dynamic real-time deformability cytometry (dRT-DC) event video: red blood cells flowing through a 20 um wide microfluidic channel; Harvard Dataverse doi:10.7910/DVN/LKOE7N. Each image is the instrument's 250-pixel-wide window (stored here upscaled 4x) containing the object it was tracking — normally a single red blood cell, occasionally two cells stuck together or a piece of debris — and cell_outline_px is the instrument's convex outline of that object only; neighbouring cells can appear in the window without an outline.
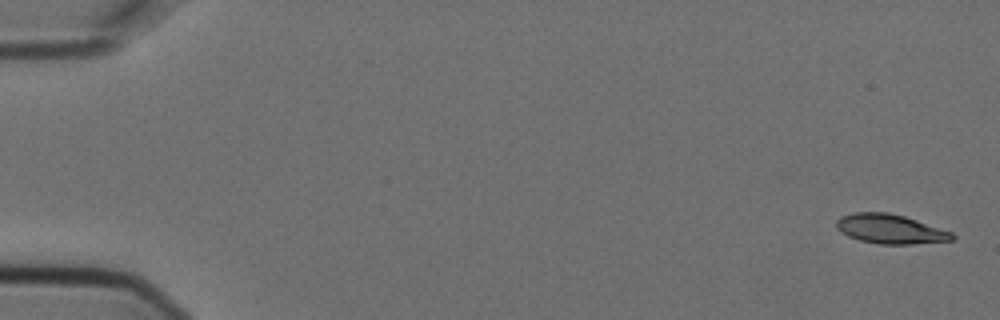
{"species": "Egyptian fruit bat (a non-hibernating species)", "species_latin": "Rousettus aegyptiacus", "temperature_condition": "cold", "stored_images_in_passage": 4, "camera_frame_rate_fps": 3000, "um_per_image_px": 0.085, "animal": {"sex": "female"}, "frame": {"image": 1, "passage_image": 1, "time_ms": 0.0, "image_size_px": [1000, 320], "cell_outline_px": [[956, 236], [952, 240], [912, 244], [880, 244], [860, 240], [848, 236], [840, 232], [836, 228], [836, 220], [840, 216], [852, 212], [888, 212], [904, 216], [952, 232]], "centroid_in_image_um": [75.63, 19.46], "position_along_channel_um": 9.4, "area_um2": 19.83}}